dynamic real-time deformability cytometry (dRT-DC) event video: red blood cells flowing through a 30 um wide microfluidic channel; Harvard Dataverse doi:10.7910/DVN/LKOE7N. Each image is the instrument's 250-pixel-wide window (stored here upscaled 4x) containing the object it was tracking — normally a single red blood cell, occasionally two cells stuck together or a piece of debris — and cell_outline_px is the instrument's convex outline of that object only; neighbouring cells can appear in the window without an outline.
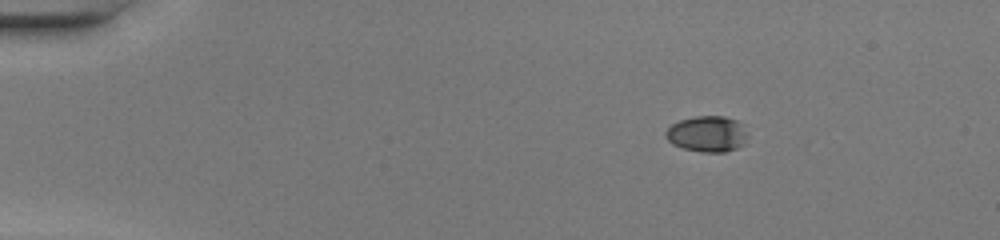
{"species": "common noctule bat (a hibernating species)", "species_latin": "Nyctalus noctula", "temperature_condition": "warm", "stored_images_in_passage": 42, "camera_frame_rate_fps": 3000, "um_per_image_px": 0.085, "animal": {"sex": "female", "body_mass_g": 20.0, "forearm_length_mm": 54.0}, "frame": {"image": 1, "passage_image": 1, "time_ms": 0.0, "image_size_px": [1000, 240], "cell_outline_px": [[748, 136], [744, 144], [736, 148], [724, 152], [700, 152], [684, 148], [672, 144], [664, 136], [664, 132], [672, 124], [680, 120], [696, 116], [724, 116], [736, 120], [744, 124], [748, 132]], "centroid_in_image_um": [60.14, 11.38], "position_along_channel_um": 24.9, "area_um2": 17.4}}
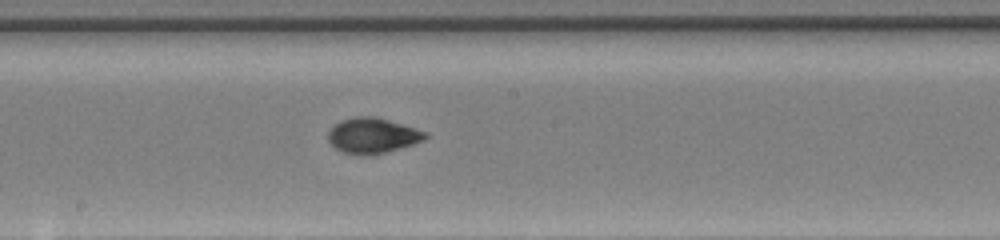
{"frame": {"image": 2, "passage_image": 21, "time_ms": 6.667, "image_size_px": [1000, 240], "cell_outline_px": [[428, 136], [424, 140], [412, 144], [384, 152], [368, 156], [360, 156], [344, 152], [336, 148], [328, 140], [328, 132], [340, 120], [356, 116], [372, 116], [388, 120], [428, 132]], "centroid_in_image_um": [31.66, 11.53], "position_along_channel_um": 216.5, "area_um2": 19.83}}
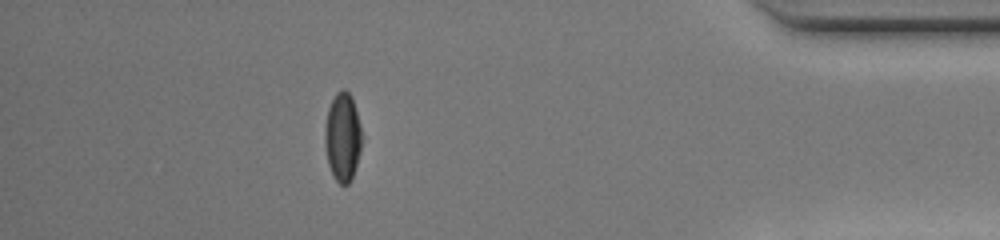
{"frame": {"image": 3, "passage_image": 37, "time_ms": 12.0, "image_size_px": [1000, 240], "cell_outline_px": [[364, 136], [360, 152], [352, 176], [348, 184], [340, 184], [332, 176], [328, 164], [324, 144], [324, 128], [328, 108], [336, 92], [344, 88], [352, 96]], "centroid_in_image_um": [29.13, 11.62], "position_along_channel_um": 406.1, "area_um2": 19.48}, "authors_computed_cell_mechanics": {"area_um2": 19.2474, "velocity_mm_per_s": 4.3101, "shape_relaxation_time_tau1_ms": 4.0216, "shape_relaxation_time_tau2_ms": 0.971, "deformation_change_tau1": 0.1922, "deformation_change_tau2": 0.0484}}